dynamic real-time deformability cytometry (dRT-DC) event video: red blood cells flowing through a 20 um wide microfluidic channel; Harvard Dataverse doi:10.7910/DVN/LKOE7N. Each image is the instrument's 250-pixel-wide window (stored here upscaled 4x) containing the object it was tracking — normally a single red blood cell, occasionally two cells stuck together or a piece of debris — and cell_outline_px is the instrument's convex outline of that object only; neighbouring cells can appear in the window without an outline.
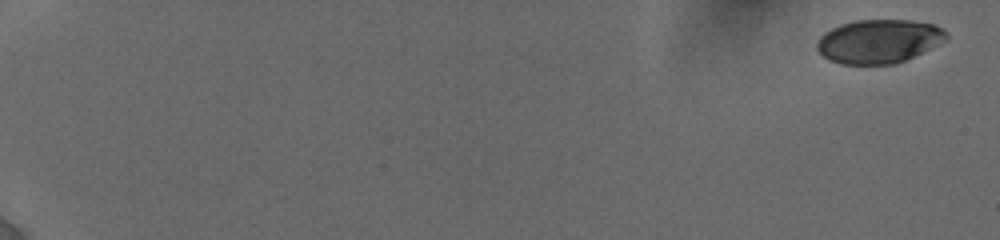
{"species": "human", "species_latin": "Homo sapiens", "temperature_condition": "cold", "stored_images_in_passage": 7, "camera_frame_rate_fps": 3000, "um_per_image_px": 0.085, "donor": {"sex": "female"}, "frame": {"image": 1, "passage_image": 1, "time_ms": 0.0, "image_size_px": [1000, 240], "cell_outline_px": [[948, 40], [896, 64], [840, 64], [828, 60], [816, 48], [816, 44], [820, 36], [824, 32], [840, 24], [856, 20], [912, 20], [936, 24], [948, 32]], "centroid_in_image_um": [74.72, 3.5], "position_along_channel_um": 10.3, "area_um2": 33.23}}